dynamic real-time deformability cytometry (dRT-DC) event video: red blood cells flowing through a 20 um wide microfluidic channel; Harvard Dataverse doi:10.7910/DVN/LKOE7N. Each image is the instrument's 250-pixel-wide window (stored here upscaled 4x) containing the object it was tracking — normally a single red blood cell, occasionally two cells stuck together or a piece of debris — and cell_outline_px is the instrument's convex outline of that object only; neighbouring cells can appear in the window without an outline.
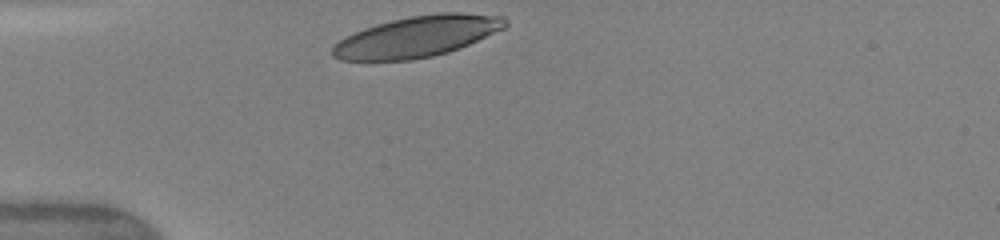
{"species": "human", "species_latin": "Homo sapiens", "temperature_condition": "warm", "stored_images_in_passage": 28, "camera_frame_rate_fps": 3000, "um_per_image_px": 0.085, "donor": {"sex": "female"}, "frame": {"image": 1, "passage_image": 1, "time_ms": 0.0, "image_size_px": [1000, 240], "cell_outline_px": [[508, 24], [504, 28], [460, 48], [448, 52], [432, 56], [412, 60], [340, 60], [332, 56], [332, 48], [340, 40], [364, 28], [376, 24], [392, 20], [412, 16], [436, 12], [460, 12], [504, 16], [508, 20]], "centroid_in_image_um": [35.5, 3.1], "position_along_channel_um": 49.5, "area_um2": 41.04}}
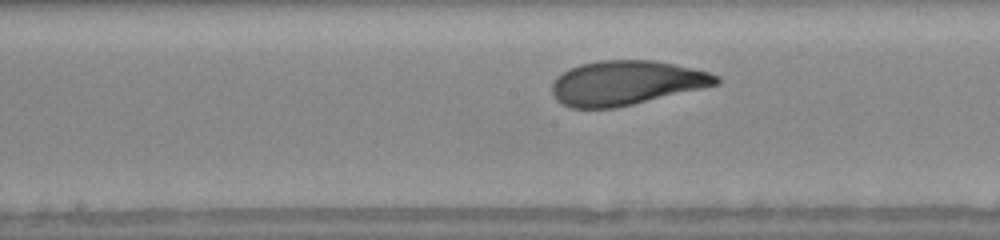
{"frame": {"image": 2, "passage_image": 13, "time_ms": 4.0, "image_size_px": [1000, 240], "cell_outline_px": [[720, 84], [616, 108], [572, 108], [556, 100], [552, 92], [552, 84], [556, 76], [568, 68], [580, 64], [600, 60], [652, 60], [692, 68], [708, 72], [720, 76]], "centroid_in_image_um": [53.2, 7.04], "position_along_channel_um": 195.0, "area_um2": 42.48}}
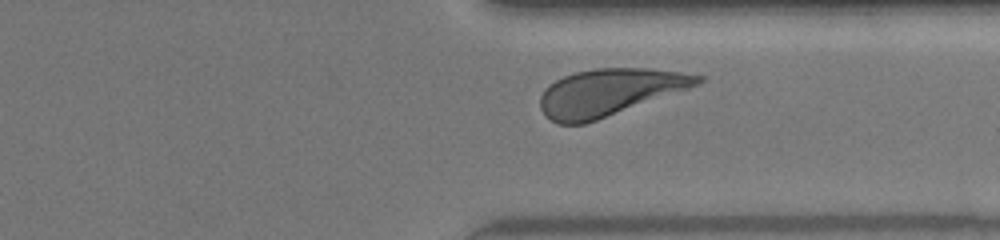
{"frame": {"image": 3, "passage_image": 25, "time_ms": 8.0, "image_size_px": [1000, 240], "cell_outline_px": [[704, 80], [688, 88], [596, 120], [584, 124], [556, 124], [544, 116], [540, 108], [540, 96], [544, 88], [556, 80], [564, 76], [576, 72], [596, 68], [648, 68], [680, 72], [704, 76]], "centroid_in_image_um": [51.71, 7.84], "position_along_channel_um": 359.7, "area_um2": 42.6}, "authors_computed_cell_mechanics": {"area_um2": 42.8298, "velocity_mm_per_s": 4.1075, "shape_relaxation_time_tau1_ms": 2.7, "shape_relaxation_time_tau2_ms": 1.0762, "deformation_change_tau1": 0.1429, "deformation_change_tau2": 0.0839}}